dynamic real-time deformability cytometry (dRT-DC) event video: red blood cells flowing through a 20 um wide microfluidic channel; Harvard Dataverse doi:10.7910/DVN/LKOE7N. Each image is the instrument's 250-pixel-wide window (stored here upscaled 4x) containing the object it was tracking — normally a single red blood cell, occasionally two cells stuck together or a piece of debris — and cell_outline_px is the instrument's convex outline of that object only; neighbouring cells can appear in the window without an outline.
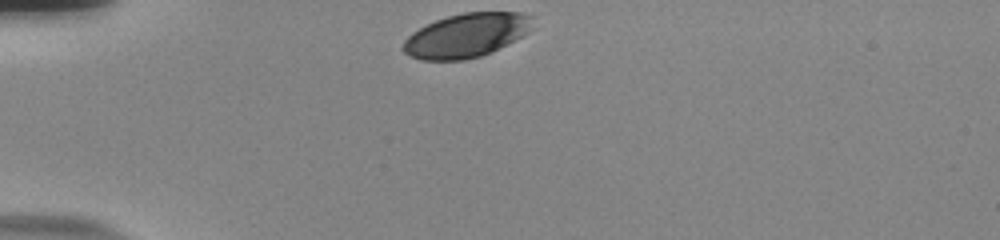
{"species": "human", "species_latin": "Homo sapiens", "temperature_condition": "room temperature", "stored_images_in_passage": 33, "camera_frame_rate_fps": 3000, "um_per_image_px": 0.085, "donor": {"sex": "male"}, "frame": {"image": 1, "passage_image": 1, "time_ms": 0.0, "image_size_px": [1000, 240], "cell_outline_px": [[532, 16], [528, 32], [492, 52], [480, 56], [464, 60], [420, 60], [408, 56], [400, 48], [404, 40], [412, 32], [436, 20], [448, 16], [464, 12], [520, 12]], "centroid_in_image_um": [39.58, 3.02], "position_along_channel_um": 45.4, "area_um2": 33.0}}
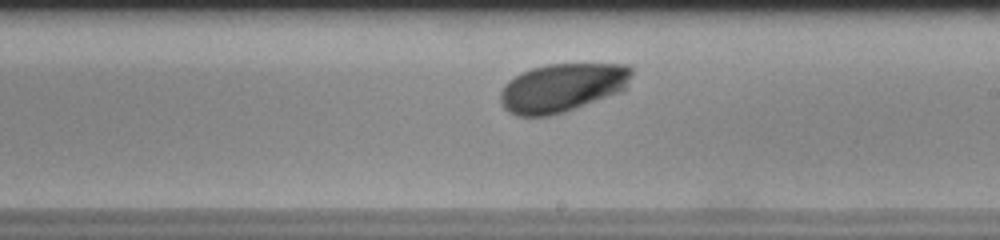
{"frame": {"image": 2, "passage_image": 20, "time_ms": 6.333, "image_size_px": [1000, 240], "cell_outline_px": [[632, 76], [628, 88], [624, 92], [564, 112], [548, 116], [516, 116], [508, 112], [504, 108], [500, 100], [500, 92], [504, 84], [508, 80], [532, 68], [548, 64], [628, 64], [632, 68]], "centroid_in_image_um": [47.84, 7.46], "position_along_channel_um": 241.2, "area_um2": 37.69}}
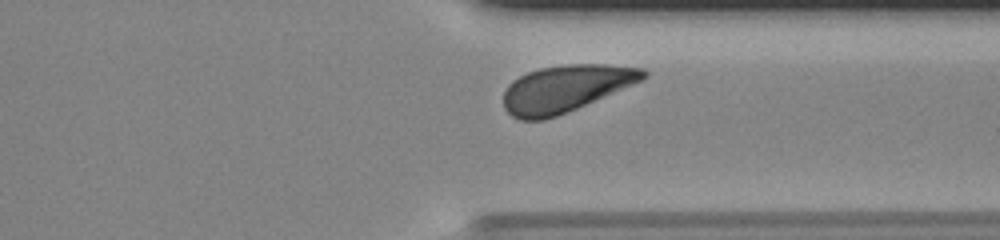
{"frame": {"image": 3, "passage_image": 30, "time_ms": 9.667, "image_size_px": [1000, 240], "cell_outline_px": [[648, 76], [644, 80], [576, 108], [556, 116], [544, 120], [520, 120], [512, 116], [504, 108], [504, 92], [508, 84], [512, 80], [528, 72], [540, 68], [564, 64], [604, 64], [644, 68], [648, 72]], "centroid_in_image_um": [48.08, 7.51], "position_along_channel_um": 363.3, "area_um2": 38.15}, "authors_computed_cell_mechanics": {"area_um2": 36.6452, "velocity_mm_per_s": 3.6418, "shape_relaxation_time_tau1_ms": 0.7574, "shape_relaxation_time_tau2_ms": null, "deformation_change_tau1": 0.069, "deformation_change_tau2": null}}